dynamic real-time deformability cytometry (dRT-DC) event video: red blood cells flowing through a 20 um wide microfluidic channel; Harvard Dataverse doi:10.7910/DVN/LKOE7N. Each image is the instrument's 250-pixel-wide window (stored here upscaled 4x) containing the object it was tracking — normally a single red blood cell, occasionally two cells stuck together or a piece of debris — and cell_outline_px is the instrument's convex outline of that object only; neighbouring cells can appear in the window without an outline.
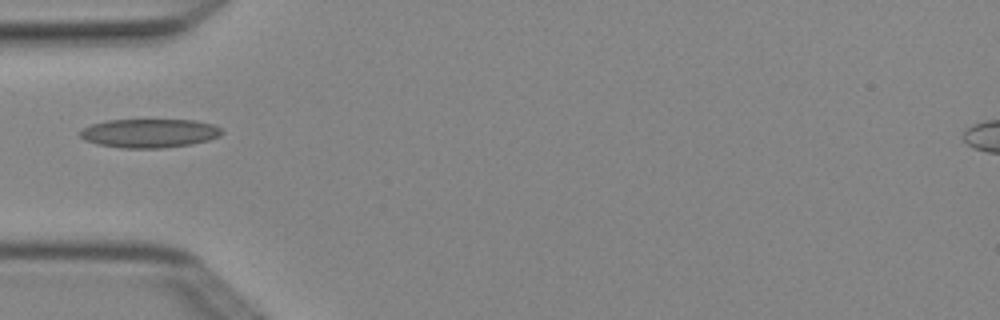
{"species": "Egyptian fruit bat (a non-hibernating species)", "species_latin": "Rousettus aegyptiacus", "temperature_condition": "cold", "stored_images_in_passage": 2, "camera_frame_rate_fps": 3000, "um_per_image_px": 0.085, "animal": {"sex": "female"}, "frame": {"image": 1, "passage_image": 1, "time_ms": 0.0, "image_size_px": [1000, 320], "cell_outline_px": [[224, 132], [220, 136], [208, 140], [192, 144], [164, 148], [120, 148], [96, 144], [84, 140], [80, 136], [80, 132], [84, 128], [92, 124], [108, 120], [196, 120], [216, 124]], "centroid_in_image_um": [12.73, 11.32], "position_along_channel_um": 72.3, "area_um2": 23.99}}
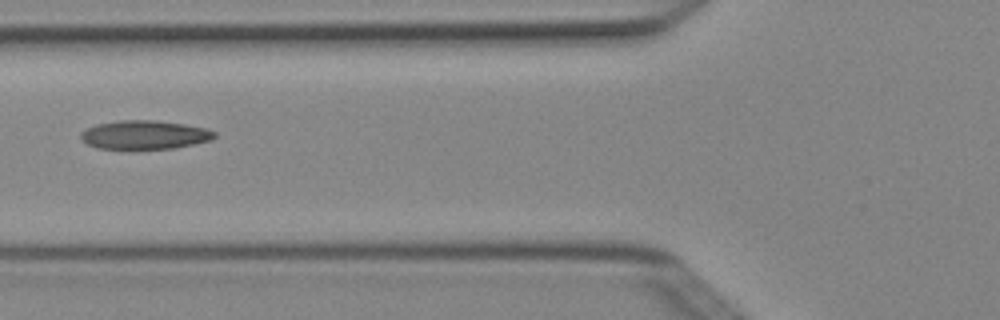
{"frame": {"image": 2, "passage_image": 2, "time_ms": 0.333, "image_size_px": [1000, 320], "cell_outline_px": [[216, 136], [212, 140], [172, 148], [96, 148], [88, 144], [80, 136], [80, 132], [96, 124], [120, 120], [152, 120], [184, 124], [208, 128], [216, 132]], "centroid_in_image_um": [12.31, 11.44], "position_along_channel_um": 113.5, "area_um2": 22.14}}